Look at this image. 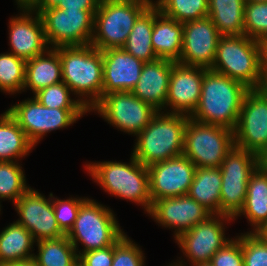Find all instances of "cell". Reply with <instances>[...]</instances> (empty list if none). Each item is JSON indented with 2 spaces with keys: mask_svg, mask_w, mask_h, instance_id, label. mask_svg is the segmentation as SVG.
<instances>
[{
  "mask_svg": "<svg viewBox=\"0 0 267 266\" xmlns=\"http://www.w3.org/2000/svg\"><path fill=\"white\" fill-rule=\"evenodd\" d=\"M248 90L243 83L204 68L200 100L189 117L234 130Z\"/></svg>",
  "mask_w": 267,
  "mask_h": 266,
  "instance_id": "6da1fadb",
  "label": "cell"
},
{
  "mask_svg": "<svg viewBox=\"0 0 267 266\" xmlns=\"http://www.w3.org/2000/svg\"><path fill=\"white\" fill-rule=\"evenodd\" d=\"M97 162V163H96ZM85 170L102 190L111 196L134 202L149 213L152 202L148 168L132 154L130 161H95L84 165Z\"/></svg>",
  "mask_w": 267,
  "mask_h": 266,
  "instance_id": "7a4b0ae2",
  "label": "cell"
},
{
  "mask_svg": "<svg viewBox=\"0 0 267 266\" xmlns=\"http://www.w3.org/2000/svg\"><path fill=\"white\" fill-rule=\"evenodd\" d=\"M62 81L90 111L102 98V51L94 46H59Z\"/></svg>",
  "mask_w": 267,
  "mask_h": 266,
  "instance_id": "3957f363",
  "label": "cell"
},
{
  "mask_svg": "<svg viewBox=\"0 0 267 266\" xmlns=\"http://www.w3.org/2000/svg\"><path fill=\"white\" fill-rule=\"evenodd\" d=\"M188 115L158 111L136 136L132 155L144 166L183 155Z\"/></svg>",
  "mask_w": 267,
  "mask_h": 266,
  "instance_id": "277c9868",
  "label": "cell"
},
{
  "mask_svg": "<svg viewBox=\"0 0 267 266\" xmlns=\"http://www.w3.org/2000/svg\"><path fill=\"white\" fill-rule=\"evenodd\" d=\"M114 211L87 198L80 206L73 227L66 234L77 255L114 245L125 232L121 229ZM79 243L83 249L79 248Z\"/></svg>",
  "mask_w": 267,
  "mask_h": 266,
  "instance_id": "5b68a950",
  "label": "cell"
},
{
  "mask_svg": "<svg viewBox=\"0 0 267 266\" xmlns=\"http://www.w3.org/2000/svg\"><path fill=\"white\" fill-rule=\"evenodd\" d=\"M211 70L257 89L262 76L259 41L246 35L220 36Z\"/></svg>",
  "mask_w": 267,
  "mask_h": 266,
  "instance_id": "8992f818",
  "label": "cell"
},
{
  "mask_svg": "<svg viewBox=\"0 0 267 266\" xmlns=\"http://www.w3.org/2000/svg\"><path fill=\"white\" fill-rule=\"evenodd\" d=\"M148 7L135 1L101 0L94 15L91 45L101 51L122 48L138 17Z\"/></svg>",
  "mask_w": 267,
  "mask_h": 266,
  "instance_id": "52a82bcc",
  "label": "cell"
},
{
  "mask_svg": "<svg viewBox=\"0 0 267 266\" xmlns=\"http://www.w3.org/2000/svg\"><path fill=\"white\" fill-rule=\"evenodd\" d=\"M235 146L233 130L188 117L184 131L185 155L198 167H220Z\"/></svg>",
  "mask_w": 267,
  "mask_h": 266,
  "instance_id": "ba28073f",
  "label": "cell"
},
{
  "mask_svg": "<svg viewBox=\"0 0 267 266\" xmlns=\"http://www.w3.org/2000/svg\"><path fill=\"white\" fill-rule=\"evenodd\" d=\"M36 146L47 133L68 128L90 113L88 109H59L43 106L34 96L6 109Z\"/></svg>",
  "mask_w": 267,
  "mask_h": 266,
  "instance_id": "9c48e42d",
  "label": "cell"
},
{
  "mask_svg": "<svg viewBox=\"0 0 267 266\" xmlns=\"http://www.w3.org/2000/svg\"><path fill=\"white\" fill-rule=\"evenodd\" d=\"M260 165L259 156L236 146L227 154L220 166V214L234 218L241 211L250 176Z\"/></svg>",
  "mask_w": 267,
  "mask_h": 266,
  "instance_id": "30bf717a",
  "label": "cell"
},
{
  "mask_svg": "<svg viewBox=\"0 0 267 266\" xmlns=\"http://www.w3.org/2000/svg\"><path fill=\"white\" fill-rule=\"evenodd\" d=\"M90 112L97 113L118 130L137 136L158 111L126 91L104 95Z\"/></svg>",
  "mask_w": 267,
  "mask_h": 266,
  "instance_id": "8fae6325",
  "label": "cell"
},
{
  "mask_svg": "<svg viewBox=\"0 0 267 266\" xmlns=\"http://www.w3.org/2000/svg\"><path fill=\"white\" fill-rule=\"evenodd\" d=\"M50 48L90 45L94 16L87 10L48 8L40 14Z\"/></svg>",
  "mask_w": 267,
  "mask_h": 266,
  "instance_id": "7c38bea8",
  "label": "cell"
},
{
  "mask_svg": "<svg viewBox=\"0 0 267 266\" xmlns=\"http://www.w3.org/2000/svg\"><path fill=\"white\" fill-rule=\"evenodd\" d=\"M232 221L230 216L212 214L175 239L189 266L210 263L214 254L232 239L225 233L226 223Z\"/></svg>",
  "mask_w": 267,
  "mask_h": 266,
  "instance_id": "4fadbf2b",
  "label": "cell"
},
{
  "mask_svg": "<svg viewBox=\"0 0 267 266\" xmlns=\"http://www.w3.org/2000/svg\"><path fill=\"white\" fill-rule=\"evenodd\" d=\"M233 136L236 147L267 155V98L257 89L246 92Z\"/></svg>",
  "mask_w": 267,
  "mask_h": 266,
  "instance_id": "5bb4252c",
  "label": "cell"
},
{
  "mask_svg": "<svg viewBox=\"0 0 267 266\" xmlns=\"http://www.w3.org/2000/svg\"><path fill=\"white\" fill-rule=\"evenodd\" d=\"M19 215L16 222L26 228L35 242L66 235L58 226L53 209V193L48 198L38 190L29 188L14 203Z\"/></svg>",
  "mask_w": 267,
  "mask_h": 266,
  "instance_id": "9a60e30c",
  "label": "cell"
},
{
  "mask_svg": "<svg viewBox=\"0 0 267 266\" xmlns=\"http://www.w3.org/2000/svg\"><path fill=\"white\" fill-rule=\"evenodd\" d=\"M151 202L187 195L196 166L185 155L154 163L147 167Z\"/></svg>",
  "mask_w": 267,
  "mask_h": 266,
  "instance_id": "2e32d148",
  "label": "cell"
},
{
  "mask_svg": "<svg viewBox=\"0 0 267 266\" xmlns=\"http://www.w3.org/2000/svg\"><path fill=\"white\" fill-rule=\"evenodd\" d=\"M220 36L217 27L208 16L184 22L182 52L178 62L211 69Z\"/></svg>",
  "mask_w": 267,
  "mask_h": 266,
  "instance_id": "e0dca14e",
  "label": "cell"
},
{
  "mask_svg": "<svg viewBox=\"0 0 267 266\" xmlns=\"http://www.w3.org/2000/svg\"><path fill=\"white\" fill-rule=\"evenodd\" d=\"M148 215L158 226L175 230V240L212 214L190 196L182 195L154 201Z\"/></svg>",
  "mask_w": 267,
  "mask_h": 266,
  "instance_id": "ac0fdd59",
  "label": "cell"
},
{
  "mask_svg": "<svg viewBox=\"0 0 267 266\" xmlns=\"http://www.w3.org/2000/svg\"><path fill=\"white\" fill-rule=\"evenodd\" d=\"M19 15L12 16L8 22L9 53L28 60L46 52L47 43L43 21L36 11L19 9Z\"/></svg>",
  "mask_w": 267,
  "mask_h": 266,
  "instance_id": "d6986e66",
  "label": "cell"
},
{
  "mask_svg": "<svg viewBox=\"0 0 267 266\" xmlns=\"http://www.w3.org/2000/svg\"><path fill=\"white\" fill-rule=\"evenodd\" d=\"M203 76V67L173 62L165 112L190 116L200 100Z\"/></svg>",
  "mask_w": 267,
  "mask_h": 266,
  "instance_id": "ffe728a7",
  "label": "cell"
},
{
  "mask_svg": "<svg viewBox=\"0 0 267 266\" xmlns=\"http://www.w3.org/2000/svg\"><path fill=\"white\" fill-rule=\"evenodd\" d=\"M102 59V97L113 92H131L140 79L144 62L123 48L103 50Z\"/></svg>",
  "mask_w": 267,
  "mask_h": 266,
  "instance_id": "44dd1931",
  "label": "cell"
},
{
  "mask_svg": "<svg viewBox=\"0 0 267 266\" xmlns=\"http://www.w3.org/2000/svg\"><path fill=\"white\" fill-rule=\"evenodd\" d=\"M173 61L157 59L144 63L140 79L131 91L157 111H165Z\"/></svg>",
  "mask_w": 267,
  "mask_h": 266,
  "instance_id": "7402d4cb",
  "label": "cell"
},
{
  "mask_svg": "<svg viewBox=\"0 0 267 266\" xmlns=\"http://www.w3.org/2000/svg\"><path fill=\"white\" fill-rule=\"evenodd\" d=\"M62 81V64L59 47L49 48L46 52L26 60L25 84L22 92L39 90Z\"/></svg>",
  "mask_w": 267,
  "mask_h": 266,
  "instance_id": "603a6c76",
  "label": "cell"
},
{
  "mask_svg": "<svg viewBox=\"0 0 267 266\" xmlns=\"http://www.w3.org/2000/svg\"><path fill=\"white\" fill-rule=\"evenodd\" d=\"M152 46L159 59L178 62L182 52L183 23L165 16L155 5Z\"/></svg>",
  "mask_w": 267,
  "mask_h": 266,
  "instance_id": "cb8c5ba5",
  "label": "cell"
},
{
  "mask_svg": "<svg viewBox=\"0 0 267 266\" xmlns=\"http://www.w3.org/2000/svg\"><path fill=\"white\" fill-rule=\"evenodd\" d=\"M242 215L253 227L248 232H257L267 224V171L262 165L250 176L243 208L234 221Z\"/></svg>",
  "mask_w": 267,
  "mask_h": 266,
  "instance_id": "d4e9b609",
  "label": "cell"
},
{
  "mask_svg": "<svg viewBox=\"0 0 267 266\" xmlns=\"http://www.w3.org/2000/svg\"><path fill=\"white\" fill-rule=\"evenodd\" d=\"M221 183L220 167H198L187 195L211 214H220Z\"/></svg>",
  "mask_w": 267,
  "mask_h": 266,
  "instance_id": "484cf974",
  "label": "cell"
},
{
  "mask_svg": "<svg viewBox=\"0 0 267 266\" xmlns=\"http://www.w3.org/2000/svg\"><path fill=\"white\" fill-rule=\"evenodd\" d=\"M245 0H208V17L221 36L244 35Z\"/></svg>",
  "mask_w": 267,
  "mask_h": 266,
  "instance_id": "4316f807",
  "label": "cell"
},
{
  "mask_svg": "<svg viewBox=\"0 0 267 266\" xmlns=\"http://www.w3.org/2000/svg\"><path fill=\"white\" fill-rule=\"evenodd\" d=\"M36 242L31 233L16 221L0 232V264L29 260Z\"/></svg>",
  "mask_w": 267,
  "mask_h": 266,
  "instance_id": "83f0119b",
  "label": "cell"
},
{
  "mask_svg": "<svg viewBox=\"0 0 267 266\" xmlns=\"http://www.w3.org/2000/svg\"><path fill=\"white\" fill-rule=\"evenodd\" d=\"M34 147L7 110L0 114V161H21Z\"/></svg>",
  "mask_w": 267,
  "mask_h": 266,
  "instance_id": "f1b7e54d",
  "label": "cell"
},
{
  "mask_svg": "<svg viewBox=\"0 0 267 266\" xmlns=\"http://www.w3.org/2000/svg\"><path fill=\"white\" fill-rule=\"evenodd\" d=\"M155 19V5L148 7L135 22L125 45L126 52L140 59L144 63L158 59L152 46L153 22Z\"/></svg>",
  "mask_w": 267,
  "mask_h": 266,
  "instance_id": "f546056e",
  "label": "cell"
},
{
  "mask_svg": "<svg viewBox=\"0 0 267 266\" xmlns=\"http://www.w3.org/2000/svg\"><path fill=\"white\" fill-rule=\"evenodd\" d=\"M38 253L33 259L38 266H73L79 258L66 235L36 242Z\"/></svg>",
  "mask_w": 267,
  "mask_h": 266,
  "instance_id": "4dcf8cb0",
  "label": "cell"
},
{
  "mask_svg": "<svg viewBox=\"0 0 267 266\" xmlns=\"http://www.w3.org/2000/svg\"><path fill=\"white\" fill-rule=\"evenodd\" d=\"M23 170L19 162L0 161V205L1 200L14 204L30 188Z\"/></svg>",
  "mask_w": 267,
  "mask_h": 266,
  "instance_id": "1f68e13d",
  "label": "cell"
},
{
  "mask_svg": "<svg viewBox=\"0 0 267 266\" xmlns=\"http://www.w3.org/2000/svg\"><path fill=\"white\" fill-rule=\"evenodd\" d=\"M26 60L8 51L0 54V91L10 95L22 93Z\"/></svg>",
  "mask_w": 267,
  "mask_h": 266,
  "instance_id": "d6a6232c",
  "label": "cell"
},
{
  "mask_svg": "<svg viewBox=\"0 0 267 266\" xmlns=\"http://www.w3.org/2000/svg\"><path fill=\"white\" fill-rule=\"evenodd\" d=\"M156 6L162 14L180 23L208 16V0H157Z\"/></svg>",
  "mask_w": 267,
  "mask_h": 266,
  "instance_id": "836d02e7",
  "label": "cell"
},
{
  "mask_svg": "<svg viewBox=\"0 0 267 266\" xmlns=\"http://www.w3.org/2000/svg\"><path fill=\"white\" fill-rule=\"evenodd\" d=\"M73 92L63 82L39 90L34 97L45 107L59 109H87L79 99L71 98Z\"/></svg>",
  "mask_w": 267,
  "mask_h": 266,
  "instance_id": "e575fe53",
  "label": "cell"
},
{
  "mask_svg": "<svg viewBox=\"0 0 267 266\" xmlns=\"http://www.w3.org/2000/svg\"><path fill=\"white\" fill-rule=\"evenodd\" d=\"M244 35L257 41L267 38V2L245 4Z\"/></svg>",
  "mask_w": 267,
  "mask_h": 266,
  "instance_id": "d590c367",
  "label": "cell"
},
{
  "mask_svg": "<svg viewBox=\"0 0 267 266\" xmlns=\"http://www.w3.org/2000/svg\"><path fill=\"white\" fill-rule=\"evenodd\" d=\"M145 254L126 233L113 245L112 266H146Z\"/></svg>",
  "mask_w": 267,
  "mask_h": 266,
  "instance_id": "8d00e7d4",
  "label": "cell"
},
{
  "mask_svg": "<svg viewBox=\"0 0 267 266\" xmlns=\"http://www.w3.org/2000/svg\"><path fill=\"white\" fill-rule=\"evenodd\" d=\"M243 266H267V243L256 232L242 233Z\"/></svg>",
  "mask_w": 267,
  "mask_h": 266,
  "instance_id": "74e56055",
  "label": "cell"
},
{
  "mask_svg": "<svg viewBox=\"0 0 267 266\" xmlns=\"http://www.w3.org/2000/svg\"><path fill=\"white\" fill-rule=\"evenodd\" d=\"M88 197H69L67 199H59L53 196V209L55 218L60 229L67 234L73 227L81 204Z\"/></svg>",
  "mask_w": 267,
  "mask_h": 266,
  "instance_id": "f35d334b",
  "label": "cell"
},
{
  "mask_svg": "<svg viewBox=\"0 0 267 266\" xmlns=\"http://www.w3.org/2000/svg\"><path fill=\"white\" fill-rule=\"evenodd\" d=\"M232 238L212 257L213 266H243L242 233Z\"/></svg>",
  "mask_w": 267,
  "mask_h": 266,
  "instance_id": "ab89813d",
  "label": "cell"
},
{
  "mask_svg": "<svg viewBox=\"0 0 267 266\" xmlns=\"http://www.w3.org/2000/svg\"><path fill=\"white\" fill-rule=\"evenodd\" d=\"M79 259L87 266H112L113 245L81 253Z\"/></svg>",
  "mask_w": 267,
  "mask_h": 266,
  "instance_id": "60d3db41",
  "label": "cell"
},
{
  "mask_svg": "<svg viewBox=\"0 0 267 266\" xmlns=\"http://www.w3.org/2000/svg\"><path fill=\"white\" fill-rule=\"evenodd\" d=\"M101 0H61L56 8L68 10H87L93 16L99 8Z\"/></svg>",
  "mask_w": 267,
  "mask_h": 266,
  "instance_id": "b9f144b4",
  "label": "cell"
},
{
  "mask_svg": "<svg viewBox=\"0 0 267 266\" xmlns=\"http://www.w3.org/2000/svg\"><path fill=\"white\" fill-rule=\"evenodd\" d=\"M60 1L61 0H36L30 9L40 14L45 9L57 7Z\"/></svg>",
  "mask_w": 267,
  "mask_h": 266,
  "instance_id": "7bdbcfd3",
  "label": "cell"
},
{
  "mask_svg": "<svg viewBox=\"0 0 267 266\" xmlns=\"http://www.w3.org/2000/svg\"><path fill=\"white\" fill-rule=\"evenodd\" d=\"M259 44H260L261 74H267V38L259 41Z\"/></svg>",
  "mask_w": 267,
  "mask_h": 266,
  "instance_id": "ee69618b",
  "label": "cell"
},
{
  "mask_svg": "<svg viewBox=\"0 0 267 266\" xmlns=\"http://www.w3.org/2000/svg\"><path fill=\"white\" fill-rule=\"evenodd\" d=\"M0 266H38L37 262L32 258L24 261L1 263Z\"/></svg>",
  "mask_w": 267,
  "mask_h": 266,
  "instance_id": "f6af8a7d",
  "label": "cell"
},
{
  "mask_svg": "<svg viewBox=\"0 0 267 266\" xmlns=\"http://www.w3.org/2000/svg\"><path fill=\"white\" fill-rule=\"evenodd\" d=\"M257 90L267 98V74H262Z\"/></svg>",
  "mask_w": 267,
  "mask_h": 266,
  "instance_id": "bcb514c9",
  "label": "cell"
},
{
  "mask_svg": "<svg viewBox=\"0 0 267 266\" xmlns=\"http://www.w3.org/2000/svg\"><path fill=\"white\" fill-rule=\"evenodd\" d=\"M36 0H15V5H17V8L21 9H30Z\"/></svg>",
  "mask_w": 267,
  "mask_h": 266,
  "instance_id": "7dc6e473",
  "label": "cell"
},
{
  "mask_svg": "<svg viewBox=\"0 0 267 266\" xmlns=\"http://www.w3.org/2000/svg\"><path fill=\"white\" fill-rule=\"evenodd\" d=\"M179 259L178 260H176V262H171L169 265L170 266H188V264L185 262V261H183V260H185V258H183L182 256H181V258L180 257H178ZM193 266H213L211 263H199V264H195V265H193Z\"/></svg>",
  "mask_w": 267,
  "mask_h": 266,
  "instance_id": "c3c4849f",
  "label": "cell"
},
{
  "mask_svg": "<svg viewBox=\"0 0 267 266\" xmlns=\"http://www.w3.org/2000/svg\"><path fill=\"white\" fill-rule=\"evenodd\" d=\"M267 243V224H265L259 231L256 232Z\"/></svg>",
  "mask_w": 267,
  "mask_h": 266,
  "instance_id": "681fc988",
  "label": "cell"
},
{
  "mask_svg": "<svg viewBox=\"0 0 267 266\" xmlns=\"http://www.w3.org/2000/svg\"><path fill=\"white\" fill-rule=\"evenodd\" d=\"M124 1L140 2L142 4H145V5L149 6V7L154 6V5L157 4V0L156 1H154V0H124Z\"/></svg>",
  "mask_w": 267,
  "mask_h": 266,
  "instance_id": "f907efd6",
  "label": "cell"
},
{
  "mask_svg": "<svg viewBox=\"0 0 267 266\" xmlns=\"http://www.w3.org/2000/svg\"><path fill=\"white\" fill-rule=\"evenodd\" d=\"M73 266H87L81 259H77L75 262H74V264H73Z\"/></svg>",
  "mask_w": 267,
  "mask_h": 266,
  "instance_id": "816d5d0a",
  "label": "cell"
},
{
  "mask_svg": "<svg viewBox=\"0 0 267 266\" xmlns=\"http://www.w3.org/2000/svg\"><path fill=\"white\" fill-rule=\"evenodd\" d=\"M261 165L265 168L267 171V158H261Z\"/></svg>",
  "mask_w": 267,
  "mask_h": 266,
  "instance_id": "f5cc1de1",
  "label": "cell"
},
{
  "mask_svg": "<svg viewBox=\"0 0 267 266\" xmlns=\"http://www.w3.org/2000/svg\"><path fill=\"white\" fill-rule=\"evenodd\" d=\"M246 3L267 2V0H245Z\"/></svg>",
  "mask_w": 267,
  "mask_h": 266,
  "instance_id": "db71d44e",
  "label": "cell"
}]
</instances>
